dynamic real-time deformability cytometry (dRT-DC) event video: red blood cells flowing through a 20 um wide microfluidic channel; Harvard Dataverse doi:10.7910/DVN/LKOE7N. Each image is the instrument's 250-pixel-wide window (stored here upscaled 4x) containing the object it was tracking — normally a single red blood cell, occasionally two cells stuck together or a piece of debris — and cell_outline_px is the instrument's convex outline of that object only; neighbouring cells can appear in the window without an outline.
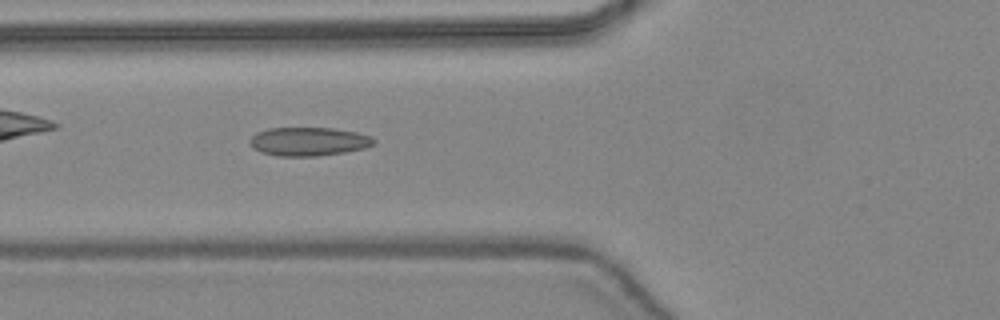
{"species": "common noctule bat (a hibernating species)", "species_latin": "Nyctalus noctula", "temperature_condition": "warm", "stored_images_in_passage": 42, "camera_frame_rate_fps": 3000, "um_per_image_px": 0.085, "animal": {"sex": "female", "body_mass_g": 24.6, "forearm_length_mm": 56.2}, "frame": {"image": 1, "passage_image": 14, "time_ms": 4.333, "image_size_px": [1000, 320], "cell_outline_px": [[376, 144], [364, 148], [344, 152], [316, 156], [276, 156], [260, 152], [252, 148], [248, 140], [256, 132], [268, 128], [332, 128], [356, 132], [372, 136], [376, 140]], "centroid_in_image_um": [26.21, 12.03], "position_along_channel_um": 99.6, "area_um2": 20.87}}
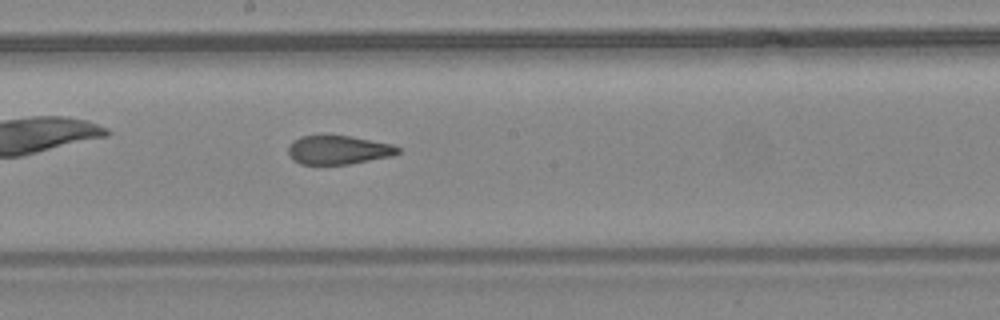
{"frame": {"image": 2, "passage_image": 22, "time_ms": 7.0, "image_size_px": [1000, 320], "cell_outline_px": [[400, 152], [392, 156], [348, 164], [300, 164], [292, 160], [288, 156], [288, 148], [292, 140], [300, 136], [348, 136], [392, 144], [400, 148]], "centroid_in_image_um": [28.72, 12.75], "position_along_channel_um": 219.5, "area_um2": 18.32}}
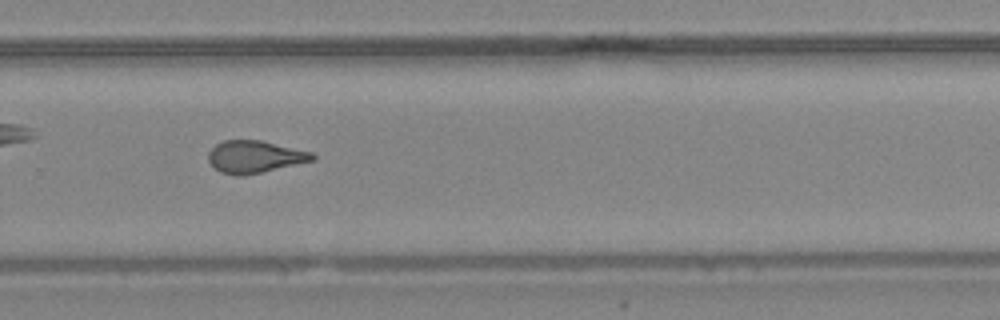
{"frame": {"image": 3, "passage_image": 28, "time_ms": 9.0, "image_size_px": [1000, 320], "cell_outline_px": [[316, 160], [260, 172], [240, 176], [236, 176], [220, 172], [208, 160], [208, 152], [216, 144], [224, 140], [260, 140], [312, 152], [316, 156]], "centroid_in_image_um": [21.66, 13.32], "position_along_channel_um": 308.1, "area_um2": 19.42}, "authors_computed_cell_mechanics": {"area_um2": 20.0277, "velocity_mm_per_s": 4.4636, "shape_relaxation_time_tau1_ms": null, "shape_relaxation_time_tau2_ms": 1.389, "deformation_change_tau1": null, "deformation_change_tau2": 0.0884}}